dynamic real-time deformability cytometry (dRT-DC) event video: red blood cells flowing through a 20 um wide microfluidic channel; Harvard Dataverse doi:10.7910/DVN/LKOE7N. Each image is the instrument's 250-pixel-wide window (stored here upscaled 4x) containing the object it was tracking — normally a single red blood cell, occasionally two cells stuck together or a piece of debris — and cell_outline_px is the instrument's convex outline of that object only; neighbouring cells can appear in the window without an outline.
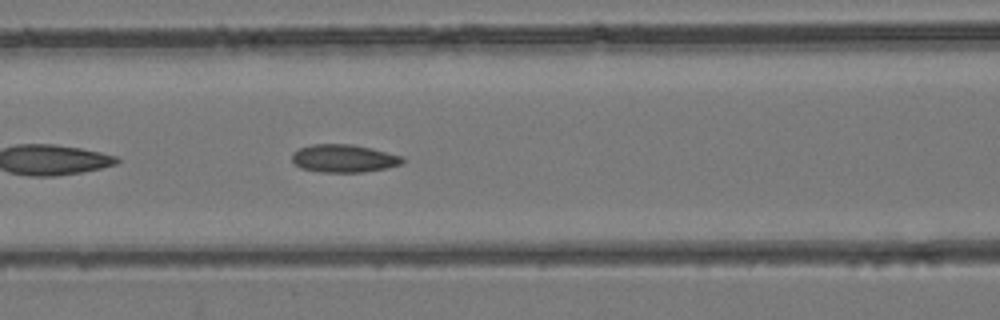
{"species": "common noctule bat (a hibernating species)", "species_latin": "Nyctalus noctula", "temperature_condition": "room temperature", "stored_images_in_passage": 38, "camera_frame_rate_fps": 3000, "um_per_image_px": 0.085, "animal": {"sex": "female", "body_mass_g": 24.6, "forearm_length_mm": 56.2}, "frame": {"image": 1, "passage_image": 13, "time_ms": 4.0, "image_size_px": [1000, 320], "cell_outline_px": [[408, 160], [400, 164], [388, 168], [360, 172], [320, 172], [300, 168], [292, 160], [292, 152], [300, 148], [312, 144], [352, 144], [372, 148], [404, 156]], "centroid_in_image_um": [29.26, 13.46], "position_along_channel_um": 137.3, "area_um2": 18.15}}
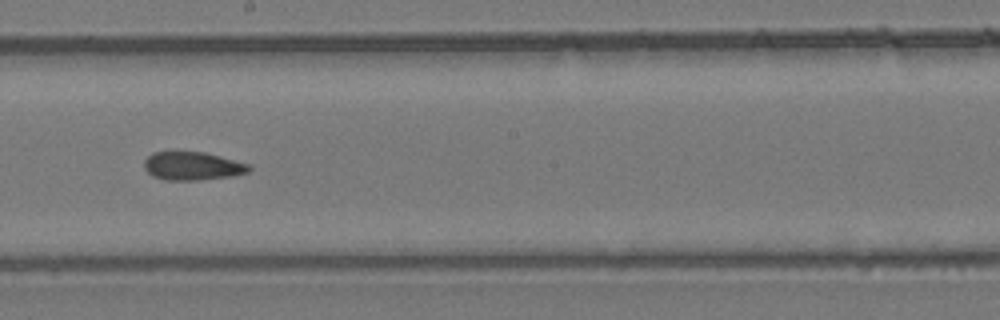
{"frame": {"image": 2, "passage_image": 19, "time_ms": 6.0, "image_size_px": [1000, 320], "cell_outline_px": [[252, 168], [248, 172], [232, 176], [200, 180], [164, 180], [152, 176], [144, 168], [144, 160], [152, 152], [172, 148], [204, 152], [220, 156], [248, 164]], "centroid_in_image_um": [16.28, 14.06], "position_along_channel_um": 231.9, "area_um2": 18.03}}
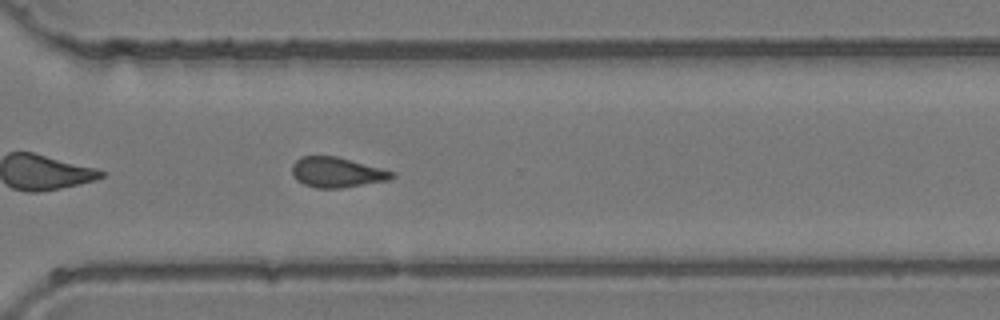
{"frame": {"image": 3, "passage_image": 26, "time_ms": 8.333, "image_size_px": [1000, 320], "cell_outline_px": [[396, 176], [388, 180], [340, 188], [316, 188], [304, 184], [296, 180], [292, 176], [292, 164], [300, 156], [336, 156], [396, 172]], "centroid_in_image_um": [28.61, 14.64], "position_along_channel_um": 342.0, "area_um2": 17.57}}